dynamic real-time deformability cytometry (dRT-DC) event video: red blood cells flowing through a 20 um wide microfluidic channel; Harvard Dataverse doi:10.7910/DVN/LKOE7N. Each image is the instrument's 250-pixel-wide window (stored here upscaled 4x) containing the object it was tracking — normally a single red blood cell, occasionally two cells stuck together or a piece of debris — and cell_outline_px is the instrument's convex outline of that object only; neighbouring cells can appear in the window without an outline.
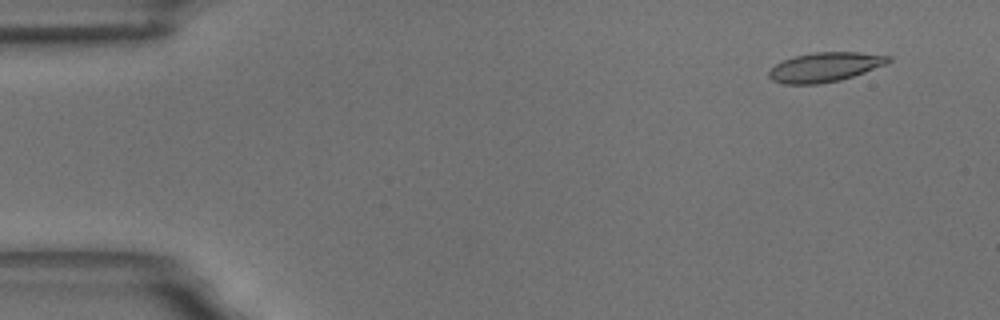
{"species": "common noctule bat (a hibernating species)", "species_latin": "Nyctalus noctula", "temperature_condition": "room temperature", "stored_images_in_passage": 10, "camera_frame_rate_fps": 3000, "um_per_image_px": 0.085, "animal": {"sex": "male", "body_mass_g": 18.8}, "frame": {"image": 1, "passage_image": 1, "time_ms": 0.0, "image_size_px": [1000, 320], "cell_outline_px": [[892, 60], [888, 64], [840, 80], [820, 84], [784, 84], [772, 80], [768, 76], [768, 72], [776, 64], [792, 56], [812, 52], [860, 52], [892, 56]], "centroid_in_image_um": [70.14, 5.69], "position_along_channel_um": 14.9, "area_um2": 20.63}}
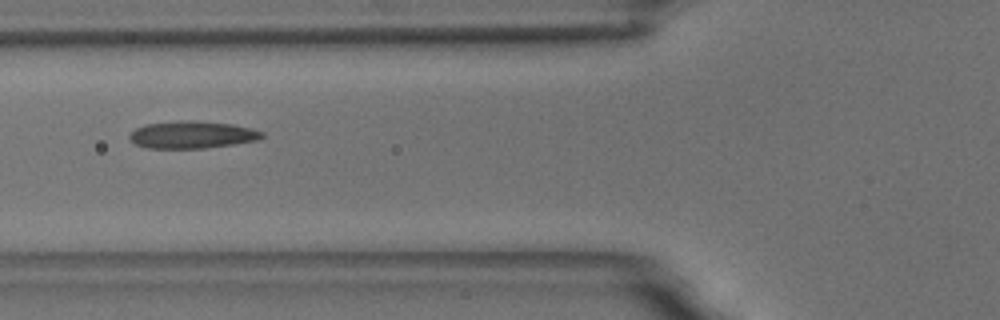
{"frame": {"image": 2, "passage_image": 6, "time_ms": 5.667, "image_size_px": [1000, 320], "cell_outline_px": [[264, 136], [256, 140], [232, 144], [204, 148], [144, 148], [136, 144], [128, 136], [136, 128], [144, 124], [180, 120], [188, 120], [232, 124], [252, 128], [264, 132]], "centroid_in_image_um": [16.31, 11.44], "position_along_channel_um": 109.5, "area_um2": 20.98}}
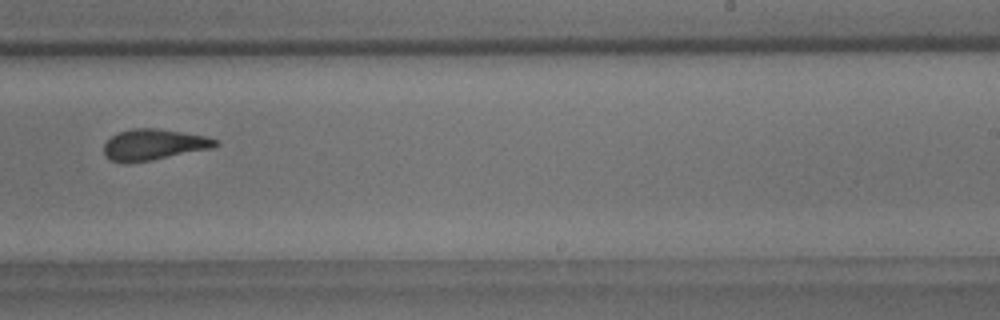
{"frame": {"image": 3, "passage_image": 10, "time_ms": 10.333, "image_size_px": [1000, 320], "cell_outline_px": [[220, 144], [212, 148], [152, 160], [112, 160], [104, 156], [104, 144], [112, 136], [120, 132], [132, 128], [156, 128], [208, 136], [220, 140]], "centroid_in_image_um": [13.15, 12.25], "position_along_channel_um": 275.8, "area_um2": 19.71}}